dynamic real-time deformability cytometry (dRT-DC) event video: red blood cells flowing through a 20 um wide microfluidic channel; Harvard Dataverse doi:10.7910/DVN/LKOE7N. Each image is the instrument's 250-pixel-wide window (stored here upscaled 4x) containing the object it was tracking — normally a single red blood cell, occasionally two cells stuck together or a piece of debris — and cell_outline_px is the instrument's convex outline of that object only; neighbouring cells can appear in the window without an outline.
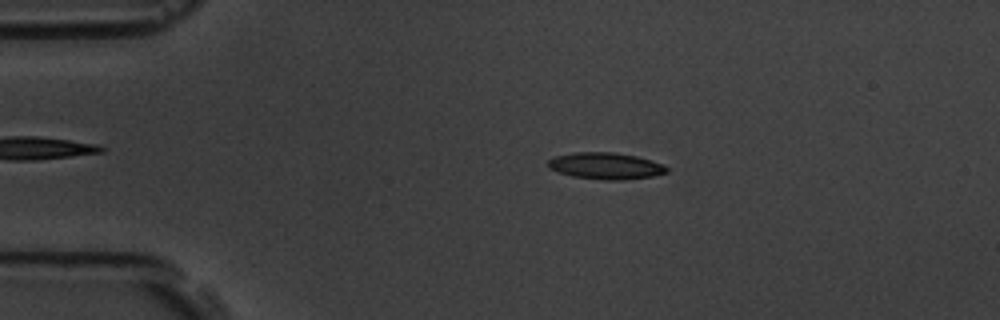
{"species": "common noctule bat (a hibernating species)", "species_latin": "Nyctalus noctula", "temperature_condition": "room temperature", "stored_images_in_passage": 55, "camera_frame_rate_fps": 3000, "um_per_image_px": 0.085, "animal": {"sex": "male", "body_mass_g": 19.5, "forearm_length_mm": 54.6}, "frame": {"image": 1, "passage_image": 11, "time_ms": 3.333, "image_size_px": [1000, 320], "cell_outline_px": [[668, 172], [652, 176], [620, 180], [604, 180], [572, 176], [556, 172], [548, 168], [548, 160], [556, 156], [572, 152], [612, 152], [636, 156], [652, 160], [664, 164], [668, 168]], "centroid_in_image_um": [51.47, 14.1], "position_along_channel_um": 33.5, "area_um2": 18.5}}
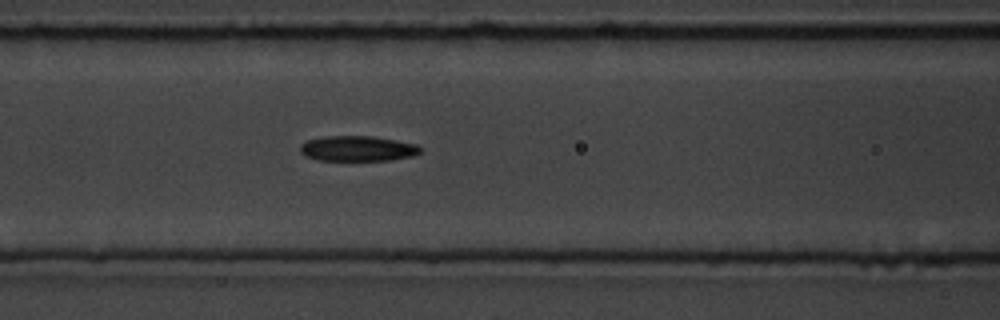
{"frame": {"image": 2, "passage_image": 23, "time_ms": 7.333, "image_size_px": [1000, 320], "cell_outline_px": [[424, 148], [416, 156], [392, 160], [320, 160], [304, 156], [300, 152], [300, 144], [308, 140], [324, 136], [372, 136], [396, 140], [416, 144]], "centroid_in_image_um": [30.43, 12.63], "position_along_channel_um": 136.2, "area_um2": 17.92}}
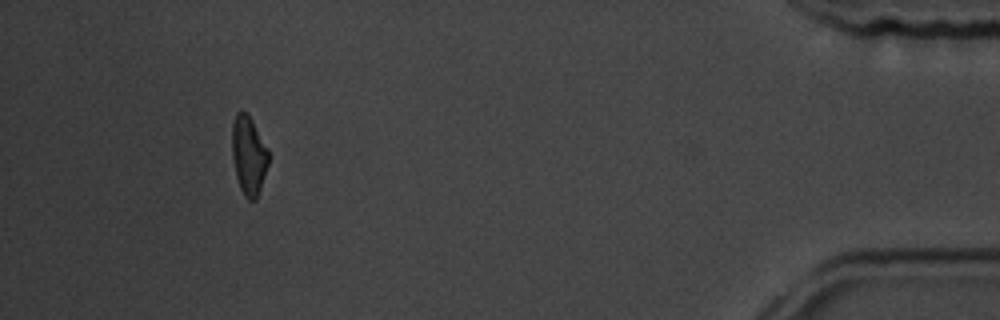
{"frame": {"image": 3, "passage_image": 51, "time_ms": 16.667, "image_size_px": [1000, 320], "cell_outline_px": [[268, 164], [256, 200], [248, 200], [244, 196], [240, 188], [236, 176], [232, 156], [232, 124], [236, 112], [244, 112], [252, 120], [268, 148]], "centroid_in_image_um": [21.13, 13.21], "position_along_channel_um": 414.1, "area_um2": 16.59}, "authors_computed_cell_mechanics": {"area_um2": 17.8602, "velocity_mm_per_s": 3.6704, "shape_relaxation_time_tau1_ms": 5.948, "shape_relaxation_time_tau2_ms": 7.2233, "deformation_change_tau1": 0.1749, "deformation_change_tau2": 0.1655}}